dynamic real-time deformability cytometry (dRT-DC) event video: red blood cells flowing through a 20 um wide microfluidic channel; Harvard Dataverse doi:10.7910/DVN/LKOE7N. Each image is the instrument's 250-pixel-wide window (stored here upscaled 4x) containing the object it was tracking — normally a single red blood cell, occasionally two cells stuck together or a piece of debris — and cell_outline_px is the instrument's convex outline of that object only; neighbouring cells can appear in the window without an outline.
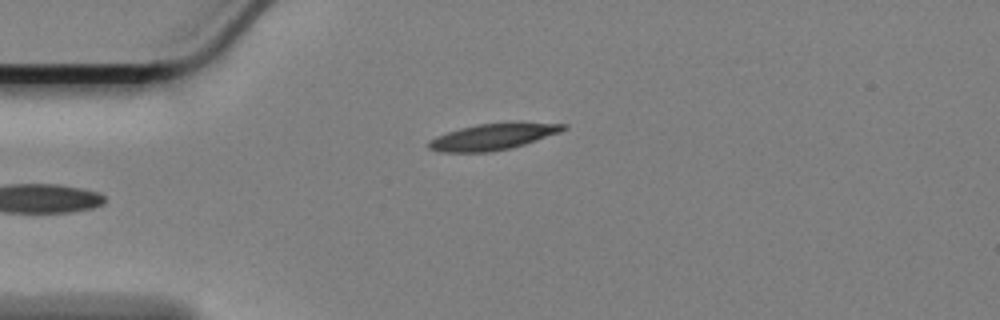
{"species": "Egyptian fruit bat (a non-hibernating species)", "species_latin": "Rousettus aegyptiacus", "temperature_condition": "cold", "stored_images_in_passage": 41, "camera_frame_rate_fps": 3000, "um_per_image_px": 0.085, "animal": {"sex": "female"}, "frame": {"image": 1, "passage_image": 1, "time_ms": 0.0, "image_size_px": [1000, 320], "cell_outline_px": [[568, 128], [560, 132], [512, 148], [488, 152], [444, 152], [428, 148], [428, 140], [436, 136], [460, 128], [476, 124], [512, 120], [520, 120], [568, 124]], "centroid_in_image_um": [41.98, 11.57], "position_along_channel_um": 43.0, "area_um2": 21.33}}
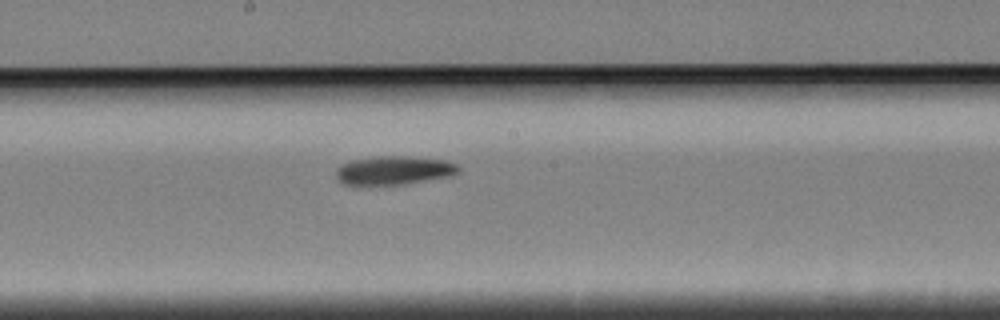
{"frame": {"image": 2, "passage_image": 18, "time_ms": 5.667, "image_size_px": [1000, 320], "cell_outline_px": [[460, 172], [452, 176], [404, 184], [344, 184], [336, 176], [336, 168], [340, 164], [352, 160], [380, 156], [404, 156], [448, 160], [456, 164], [460, 168]], "centroid_in_image_um": [33.53, 14.47], "position_along_channel_um": 214.7, "area_um2": 20.4}}
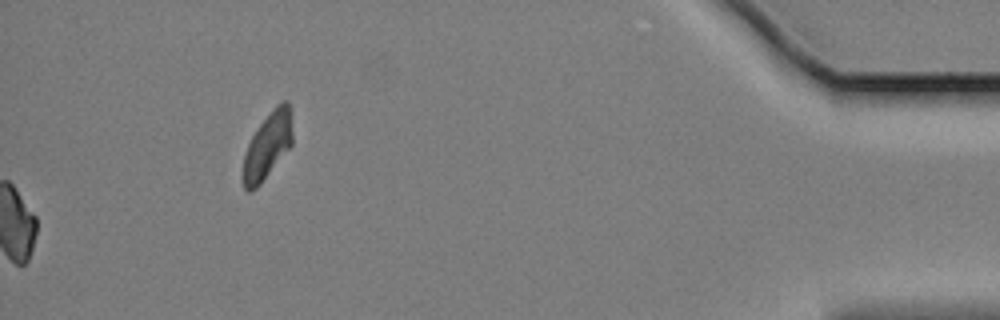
{"frame": {"image": 3, "passage_image": 41, "time_ms": 13.333, "image_size_px": [1000, 320], "cell_outline_px": [[292, 144], [260, 184], [252, 192], [248, 192], [244, 188], [244, 156], [248, 144], [252, 136], [260, 124], [272, 108], [280, 100], [288, 100], [292, 132]], "centroid_in_image_um": [22.75, 12.35], "position_along_channel_um": 412.4, "area_um2": 18.73}, "authors_computed_cell_mechanics": {"area_um2": 20.4034, "velocity_mm_per_s": 3.3657, "shape_relaxation_time_tau1_ms": 8.644, "shape_relaxation_time_tau2_ms": 10.9725, "deformation_change_tau1": 0.1703, "deformation_change_tau2": 0.1708}}